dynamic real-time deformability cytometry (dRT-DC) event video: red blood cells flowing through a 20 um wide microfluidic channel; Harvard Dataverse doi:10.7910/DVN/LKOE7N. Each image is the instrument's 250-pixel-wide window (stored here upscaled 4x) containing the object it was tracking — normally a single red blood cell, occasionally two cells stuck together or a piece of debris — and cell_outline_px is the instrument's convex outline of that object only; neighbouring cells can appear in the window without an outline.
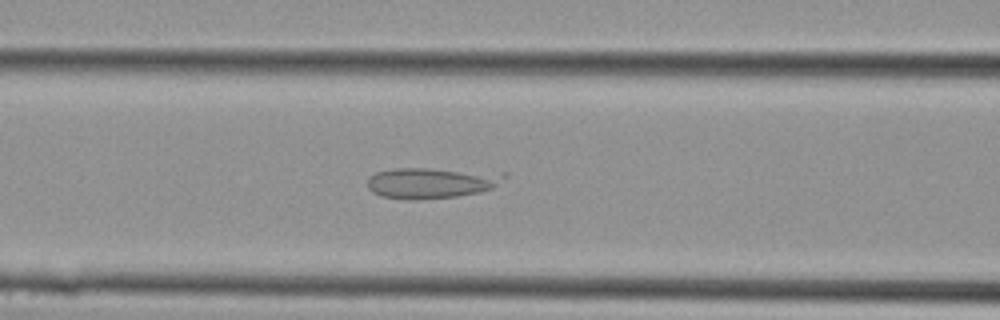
{"species": "Egyptian fruit bat (a non-hibernating species)", "species_latin": "Rousettus aegyptiacus", "temperature_condition": "cold", "stored_images_in_passage": 28, "camera_frame_rate_fps": 3000, "um_per_image_px": 0.085, "animal": {"sex": "female"}, "frame": {"image": 1, "passage_image": 11, "time_ms": 3.333, "image_size_px": [1000, 320], "cell_outline_px": [[508, 176], [492, 188], [480, 192], [456, 196], [412, 200], [380, 196], [372, 192], [368, 188], [368, 176], [376, 172], [392, 168], [428, 168], [508, 172]], "centroid_in_image_um": [36.69, 15.52], "position_along_channel_um": 129.9, "area_um2": 24.91}}
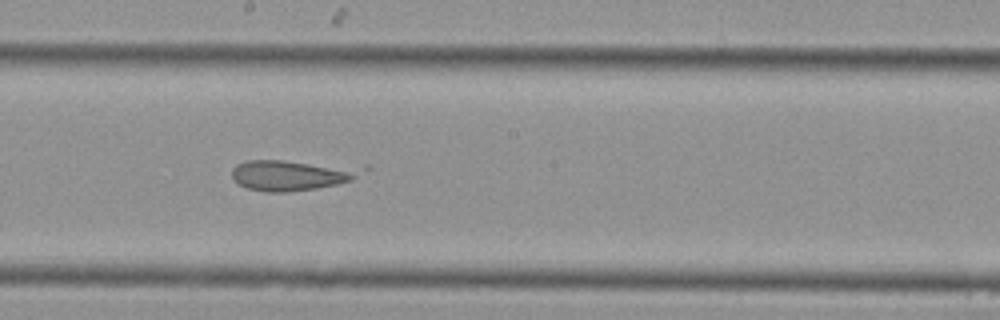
{"frame": {"image": 2, "passage_image": 15, "time_ms": 4.667, "image_size_px": [1000, 320], "cell_outline_px": [[372, 168], [352, 180], [336, 184], [316, 188], [288, 192], [264, 192], [248, 188], [232, 180], [232, 168], [236, 164], [244, 160], [284, 160], [368, 164]], "centroid_in_image_um": [24.97, 14.83], "position_along_channel_um": 223.2, "area_um2": 24.51}}
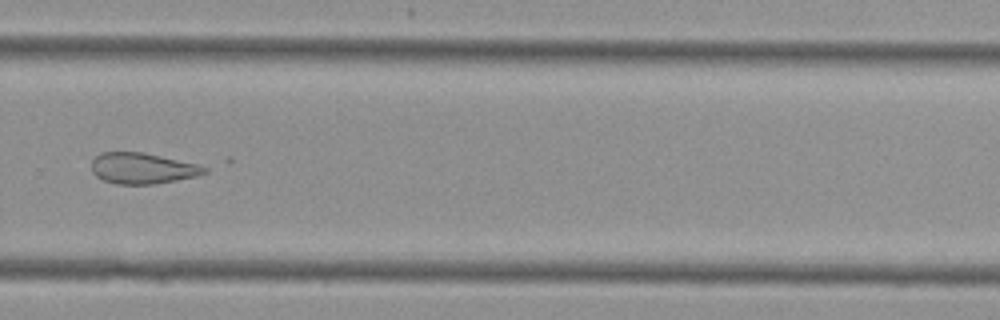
{"frame": {"image": 3, "passage_image": 19, "time_ms": 6.0, "image_size_px": [1000, 320], "cell_outline_px": [[208, 172], [196, 176], [156, 184], [116, 184], [104, 180], [96, 176], [92, 172], [92, 160], [100, 152], [144, 152], [196, 164], [208, 168]], "centroid_in_image_um": [12.09, 14.3], "position_along_channel_um": 317.7, "area_um2": 20.29}}